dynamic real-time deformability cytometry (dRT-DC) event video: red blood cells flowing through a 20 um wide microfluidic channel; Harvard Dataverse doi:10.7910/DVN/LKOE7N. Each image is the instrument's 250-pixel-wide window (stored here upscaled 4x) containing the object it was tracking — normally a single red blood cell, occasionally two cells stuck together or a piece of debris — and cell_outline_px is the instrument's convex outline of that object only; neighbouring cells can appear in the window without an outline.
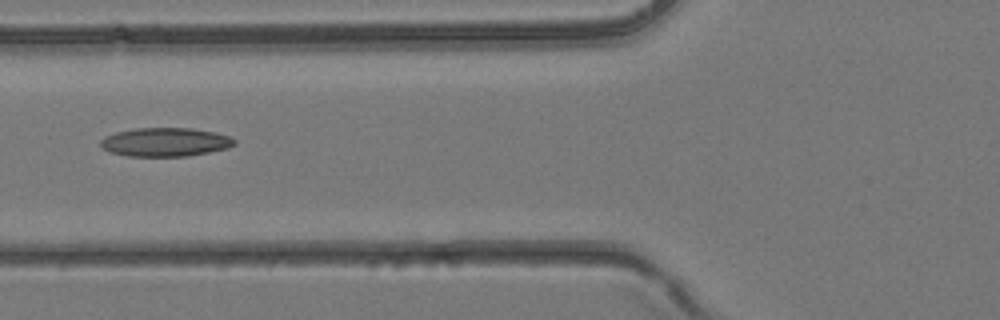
{"species": "common noctule bat (a hibernating species)", "species_latin": "Nyctalus noctula", "temperature_condition": "room temperature", "stored_images_in_passage": 2, "camera_frame_rate_fps": 3000, "um_per_image_px": 0.085, "animal": {"sex": "female", "body_mass_g": 24.6, "forearm_length_mm": 56.2}, "frame": {"image": 1, "passage_image": 2, "time_ms": 0.333, "image_size_px": [1000, 320], "cell_outline_px": [[236, 144], [228, 148], [188, 156], [128, 156], [108, 152], [100, 144], [100, 140], [104, 136], [116, 132], [136, 128], [192, 128], [216, 132], [232, 136], [236, 140]], "centroid_in_image_um": [14.07, 12.07], "position_along_channel_um": 111.7, "area_um2": 22.6}}